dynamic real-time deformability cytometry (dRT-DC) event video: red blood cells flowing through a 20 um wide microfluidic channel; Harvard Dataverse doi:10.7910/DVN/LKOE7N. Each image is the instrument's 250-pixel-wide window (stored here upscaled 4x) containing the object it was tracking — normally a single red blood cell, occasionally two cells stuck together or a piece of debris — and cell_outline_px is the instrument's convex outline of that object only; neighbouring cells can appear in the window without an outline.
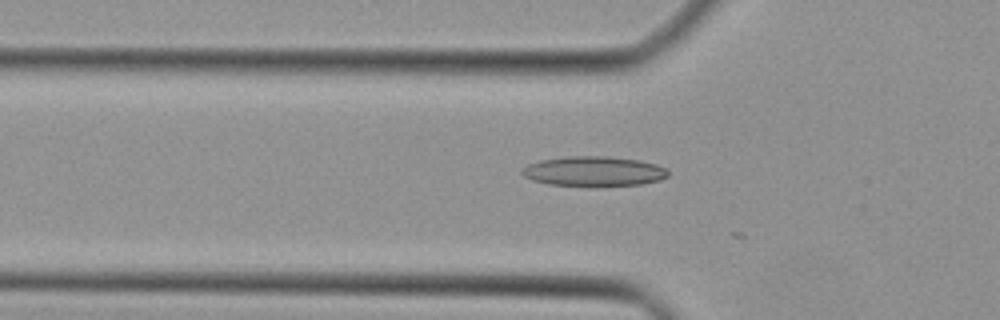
{"species": "Egyptian fruit bat (a non-hibernating species)", "species_latin": "Rousettus aegyptiacus", "temperature_condition": "cold", "stored_images_in_passage": 4, "camera_frame_rate_fps": 3000, "um_per_image_px": 0.085, "animal": {"sex": "female"}, "frame": {"image": 1, "passage_image": 2, "time_ms": 0.333, "image_size_px": [1000, 320], "cell_outline_px": [[668, 176], [660, 180], [640, 184], [596, 188], [548, 184], [532, 180], [524, 176], [520, 172], [520, 168], [528, 164], [540, 160], [568, 156], [608, 156], [640, 160], [656, 164], [664, 168], [668, 172]], "centroid_in_image_um": [50.44, 14.58], "position_along_channel_um": 75.4, "area_um2": 26.13}}